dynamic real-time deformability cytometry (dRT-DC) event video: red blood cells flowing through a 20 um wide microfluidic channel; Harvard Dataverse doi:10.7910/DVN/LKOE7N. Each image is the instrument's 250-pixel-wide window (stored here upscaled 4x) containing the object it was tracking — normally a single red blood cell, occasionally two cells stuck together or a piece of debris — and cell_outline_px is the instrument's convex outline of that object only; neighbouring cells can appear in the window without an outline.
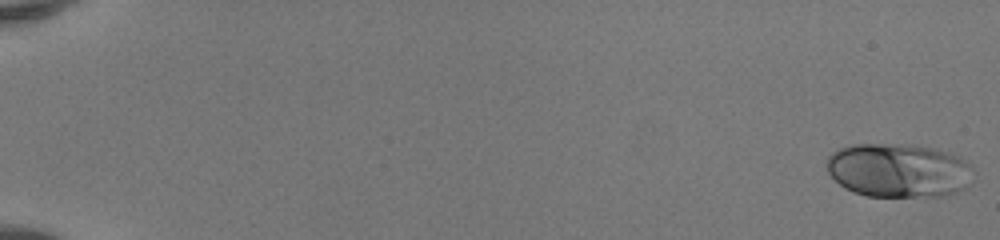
{"species": "human", "species_latin": "Homo sapiens", "temperature_condition": "room temperature", "stored_images_in_passage": 51, "camera_frame_rate_fps": 3000, "um_per_image_px": 0.085, "donor": {"sex": "female"}, "frame": {"image": 1, "passage_image": 1, "time_ms": 0.0, "image_size_px": [1000, 240], "cell_outline_px": [[968, 184], [964, 188], [956, 192], [944, 196], [868, 196], [844, 188], [828, 172], [828, 156], [832, 152], [840, 148], [852, 144], [912, 144], [932, 148], [948, 152], [960, 156], [968, 164]], "centroid_in_image_um": [76.33, 14.47], "position_along_channel_um": 8.7, "area_um2": 45.66}}
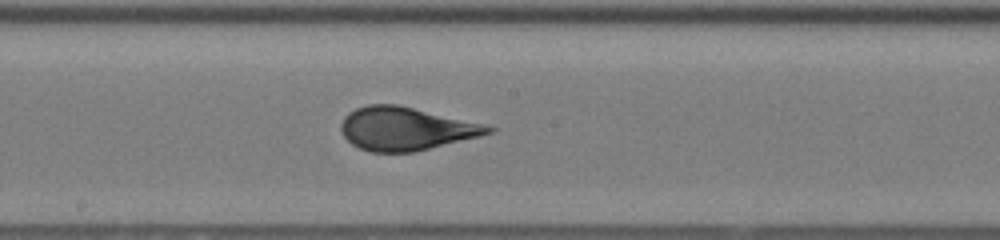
{"frame": {"image": 2, "passage_image": 30, "time_ms": 9.667, "image_size_px": [1000, 240], "cell_outline_px": [[496, 128], [492, 132], [480, 136], [412, 152], [372, 152], [360, 148], [352, 144], [344, 136], [340, 128], [340, 124], [344, 116], [348, 112], [356, 108], [368, 104], [396, 104], [488, 124]], "centroid_in_image_um": [34.49, 10.92], "position_along_channel_um": 213.7, "area_um2": 36.99}}
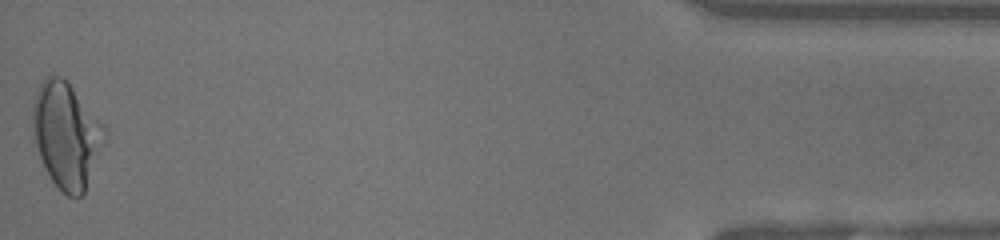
{"frame": {"image": 3, "passage_image": 51, "time_ms": 16.667, "image_size_px": [1000, 240], "cell_outline_px": [[108, 136], [84, 192], [80, 196], [68, 196], [48, 176], [40, 156], [36, 144], [32, 116], [32, 104], [36, 92], [44, 76], [52, 72], [60, 76], [72, 88], [108, 128]], "centroid_in_image_um": [5.66, 11.45], "position_along_channel_um": 429.5, "area_um2": 44.16}, "authors_computed_cell_mechanics": {"area_um2": 37.281, "velocity_mm_per_s": 4.1707, "shape_relaxation_time_tau1_ms": 6.3884, "shape_relaxation_time_tau2_ms": null, "deformation_change_tau1": 0.2145, "deformation_change_tau2": null}}